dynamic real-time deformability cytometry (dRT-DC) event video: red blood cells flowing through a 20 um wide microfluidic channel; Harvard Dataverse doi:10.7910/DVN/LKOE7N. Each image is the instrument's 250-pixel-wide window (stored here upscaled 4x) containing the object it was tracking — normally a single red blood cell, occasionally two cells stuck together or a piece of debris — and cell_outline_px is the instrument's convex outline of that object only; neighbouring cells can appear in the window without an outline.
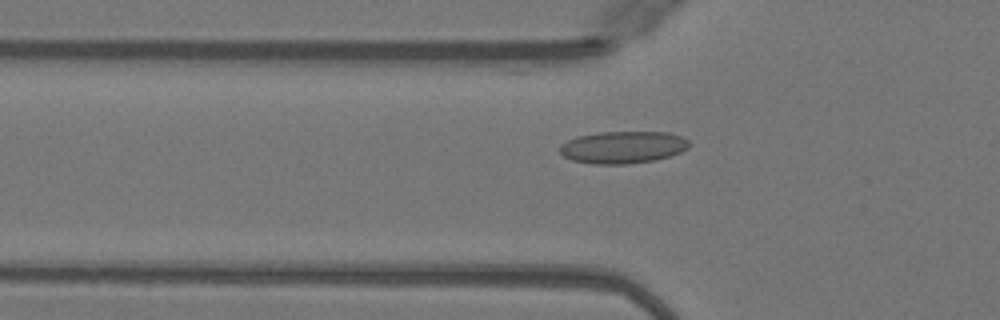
{"species": "Egyptian fruit bat (a non-hibernating species)", "species_latin": "Rousettus aegyptiacus", "temperature_condition": "warm", "stored_images_in_passage": 50, "camera_frame_rate_fps": 3000, "um_per_image_px": 0.085, "animal": {"sex": "female"}, "frame": {"image": 1, "passage_image": 17, "time_ms": 5.333, "image_size_px": [1000, 320], "cell_outline_px": [[692, 144], [688, 148], [680, 152], [656, 160], [628, 164], [592, 164], [572, 160], [564, 156], [560, 152], [560, 144], [576, 136], [600, 132], [668, 132], [680, 136], [688, 140]], "centroid_in_image_um": [52.95, 12.51], "position_along_channel_um": 72.9, "area_um2": 24.39}}
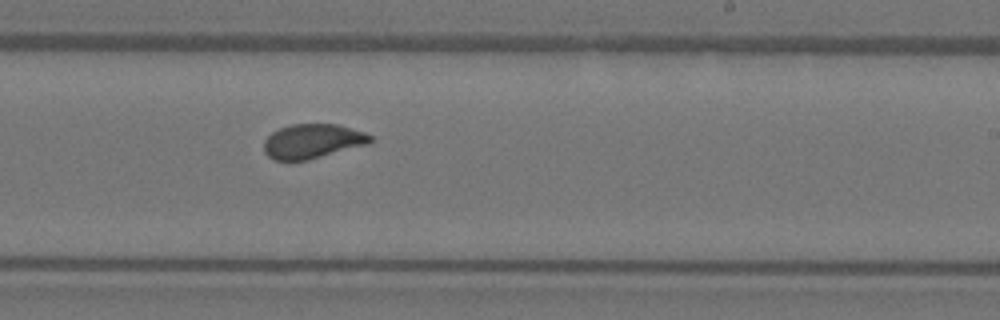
{"frame": {"image": 2, "passage_image": 31, "time_ms": 10.0, "image_size_px": [1000, 320], "cell_outline_px": [[372, 144], [308, 160], [272, 160], [264, 152], [264, 140], [272, 132], [280, 128], [292, 124], [336, 124], [364, 132], [372, 136]], "centroid_in_image_um": [26.59, 12.01], "position_along_channel_um": 262.4, "area_um2": 21.56}}
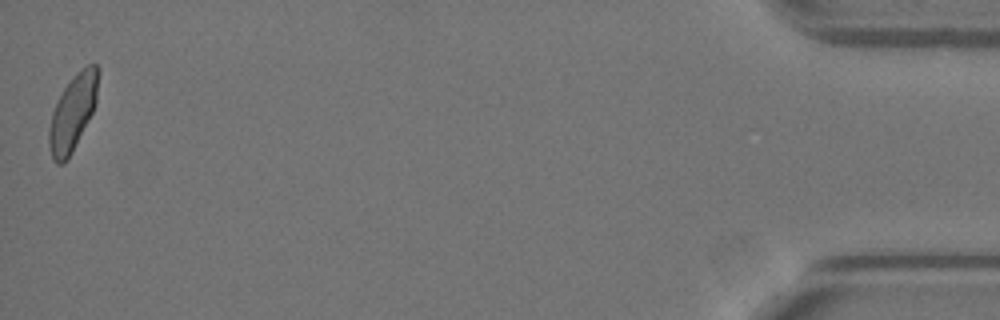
{"frame": {"image": 3, "passage_image": 50, "time_ms": 16.333, "image_size_px": [1000, 320], "cell_outline_px": [[100, 68], [96, 100], [92, 112], [72, 152], [64, 164], [56, 164], [52, 156], [48, 144], [48, 128], [52, 112], [64, 88], [72, 76], [80, 68], [88, 64], [96, 64]], "centroid_in_image_um": [6.18, 9.54], "position_along_channel_um": 429.0, "area_um2": 21.68}, "authors_computed_cell_mechanics": {"area_um2": 22.0218, "velocity_mm_per_s": 4.0505, "shape_relaxation_time_tau1_ms": 4.1886, "shape_relaxation_time_tau2_ms": null, "deformation_change_tau1": 0.142, "deformation_change_tau2": null}}